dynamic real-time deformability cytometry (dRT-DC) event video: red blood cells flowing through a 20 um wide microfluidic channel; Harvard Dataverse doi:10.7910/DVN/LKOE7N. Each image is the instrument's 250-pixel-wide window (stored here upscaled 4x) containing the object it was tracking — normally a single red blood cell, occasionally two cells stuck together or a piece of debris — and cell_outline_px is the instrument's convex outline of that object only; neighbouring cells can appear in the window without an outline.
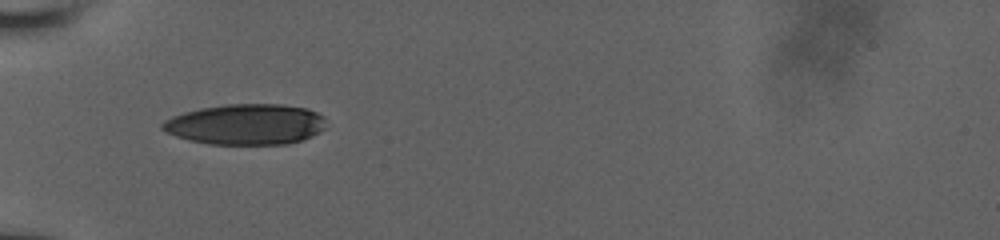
{"species": "human", "species_latin": "Homo sapiens", "temperature_condition": "room temperature", "stored_images_in_passage": 6, "camera_frame_rate_fps": 3000, "um_per_image_px": 0.085, "donor": {"sex": "male"}, "frame": {"image": 1, "passage_image": 1, "time_ms": 0.0, "image_size_px": [1000, 240], "cell_outline_px": [[324, 128], [320, 132], [312, 136], [288, 144], [208, 144], [188, 140], [176, 136], [160, 128], [160, 124], [164, 120], [172, 116], [184, 112], [200, 108], [224, 104], [284, 104], [308, 108], [324, 116]], "centroid_in_image_um": [20.89, 10.56], "position_along_channel_um": 64.1, "area_um2": 39.02}}
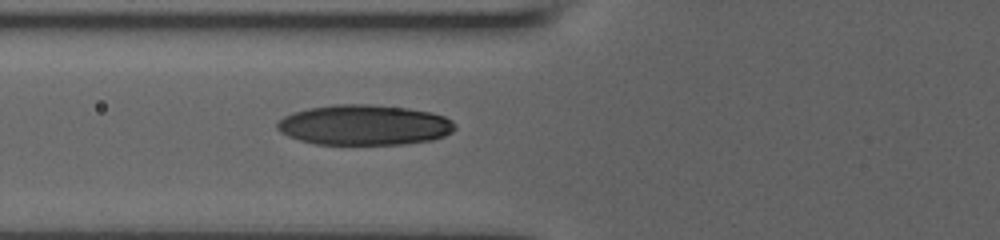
{"frame": {"image": 2, "passage_image": 3, "time_ms": 1.0, "image_size_px": [1000, 240], "cell_outline_px": [[456, 128], [452, 132], [444, 136], [432, 140], [404, 144], [316, 144], [300, 140], [288, 136], [280, 132], [276, 128], [276, 124], [284, 116], [292, 112], [308, 108], [332, 104], [368, 104], [408, 108], [432, 112], [444, 116], [452, 120], [456, 124]], "centroid_in_image_um": [30.97, 10.62], "position_along_channel_um": 94.8, "area_um2": 42.02}}
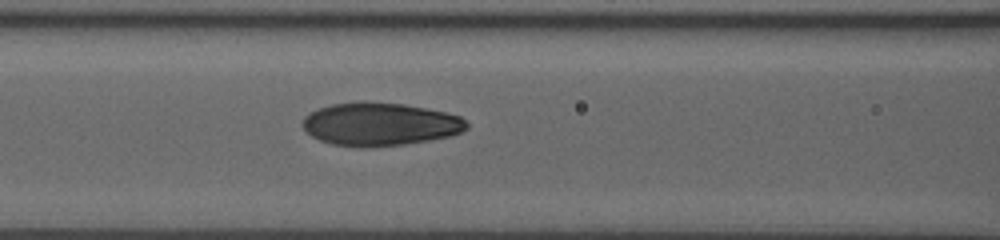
{"frame": {"image": 3, "passage_image": 6, "time_ms": 2.0, "image_size_px": [1000, 240], "cell_outline_px": [[468, 128], [460, 132], [448, 136], [428, 140], [404, 144], [372, 148], [360, 148], [332, 144], [320, 140], [312, 136], [300, 124], [304, 116], [320, 108], [332, 104], [360, 100], [404, 104], [444, 112], [460, 116], [468, 124]], "centroid_in_image_um": [32.26, 10.55], "position_along_channel_um": 134.3, "area_um2": 41.38}}